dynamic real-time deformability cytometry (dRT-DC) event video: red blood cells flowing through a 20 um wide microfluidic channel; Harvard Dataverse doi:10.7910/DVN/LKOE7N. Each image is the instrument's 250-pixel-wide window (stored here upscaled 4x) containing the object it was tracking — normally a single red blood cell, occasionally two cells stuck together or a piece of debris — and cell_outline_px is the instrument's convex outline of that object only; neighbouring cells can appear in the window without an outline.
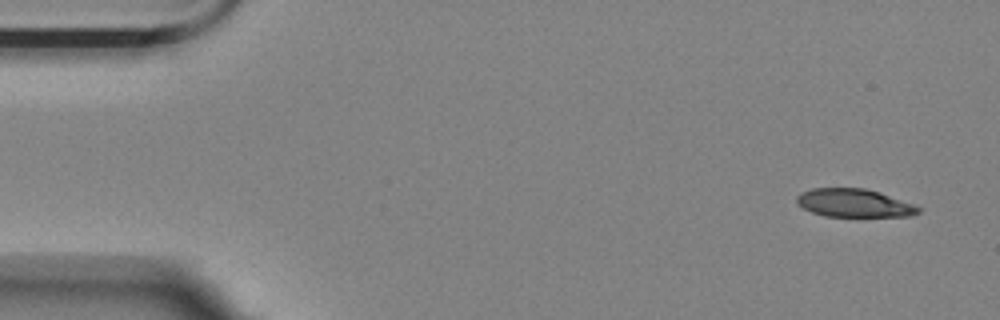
{"species": "Egyptian fruit bat (a non-hibernating species)", "species_latin": "Rousettus aegyptiacus", "temperature_condition": "room temperature", "stored_images_in_passage": 4, "camera_frame_rate_fps": 3000, "um_per_image_px": 0.085, "animal": {"sex": "female"}, "frame": {"image": 1, "passage_image": 1, "time_ms": 0.0, "image_size_px": [1000, 320], "cell_outline_px": [[920, 212], [912, 216], [824, 216], [812, 212], [796, 204], [796, 196], [812, 188], [864, 188], [880, 192], [912, 204], [920, 208]], "centroid_in_image_um": [72.58, 17.26], "position_along_channel_um": 12.4, "area_um2": 19.83}}
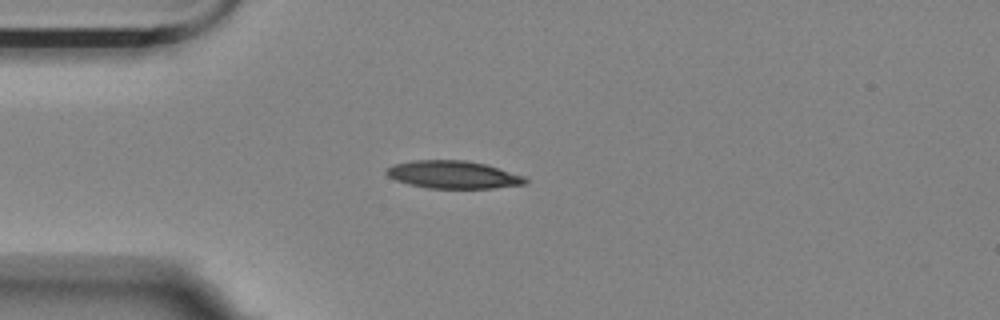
{"frame": {"image": 2, "passage_image": 4, "time_ms": 1.0, "image_size_px": [1000, 320], "cell_outline_px": [[528, 180], [524, 184], [496, 188], [428, 188], [408, 184], [396, 180], [388, 176], [384, 172], [388, 168], [396, 164], [416, 160], [468, 160], [484, 164], [524, 176]], "centroid_in_image_um": [38.52, 14.85], "position_along_channel_um": 46.5, "area_um2": 22.2}}